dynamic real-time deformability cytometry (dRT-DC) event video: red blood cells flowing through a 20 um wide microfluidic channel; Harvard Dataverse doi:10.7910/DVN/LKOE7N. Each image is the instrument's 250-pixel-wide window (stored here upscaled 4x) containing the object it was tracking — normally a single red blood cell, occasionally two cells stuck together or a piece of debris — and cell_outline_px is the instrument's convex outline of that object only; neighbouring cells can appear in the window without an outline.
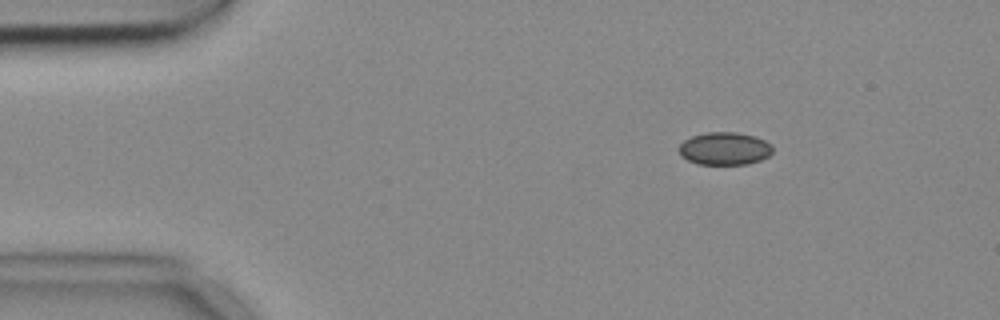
{"species": "common noctule bat (a hibernating species)", "species_latin": "Nyctalus noctula", "temperature_condition": "cold", "stored_images_in_passage": 2, "camera_frame_rate_fps": 3000, "um_per_image_px": 0.085, "animal": {"sex": "female", "body_mass_g": 18.4}, "frame": {"image": 1, "passage_image": 1, "time_ms": 0.0, "image_size_px": [1000, 320], "cell_outline_px": [[772, 152], [768, 156], [760, 160], [748, 164], [696, 164], [680, 156], [680, 144], [684, 140], [692, 136], [704, 132], [736, 132], [756, 136], [772, 144]], "centroid_in_image_um": [61.6, 12.62], "position_along_channel_um": 23.4, "area_um2": 17.98}}